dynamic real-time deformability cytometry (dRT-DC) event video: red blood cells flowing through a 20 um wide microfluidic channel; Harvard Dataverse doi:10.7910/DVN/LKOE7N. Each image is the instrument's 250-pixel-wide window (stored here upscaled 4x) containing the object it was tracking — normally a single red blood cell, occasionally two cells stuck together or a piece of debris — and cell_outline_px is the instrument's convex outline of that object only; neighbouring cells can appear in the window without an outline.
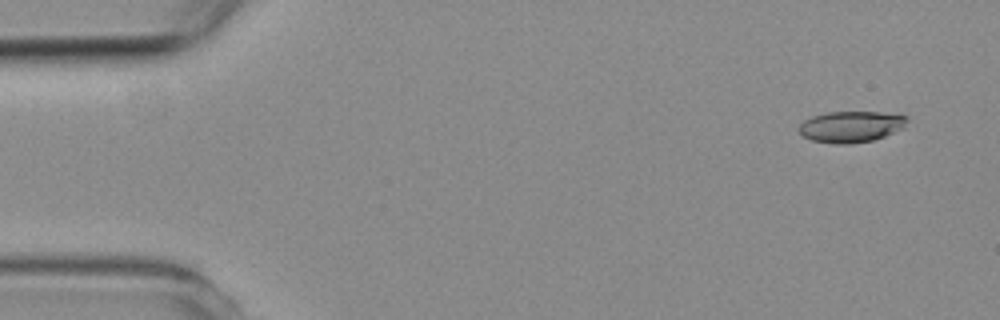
{"species": "common noctule bat (a hibernating species)", "species_latin": "Nyctalus noctula", "temperature_condition": "room temperature", "stored_images_in_passage": 4, "camera_frame_rate_fps": 3000, "um_per_image_px": 0.085, "animal": {"sex": "female", "body_mass_g": 19.3, "forearm_length_mm": 54.1}, "frame": {"image": 1, "passage_image": 1, "time_ms": 0.0, "image_size_px": [1000, 320], "cell_outline_px": [[908, 120], [904, 128], [884, 136], [872, 140], [848, 144], [836, 144], [812, 140], [804, 136], [796, 128], [804, 120], [812, 116], [828, 112], [900, 112], [908, 116]], "centroid_in_image_um": [72.39, 10.74], "position_along_channel_um": 12.6, "area_um2": 19.94}}
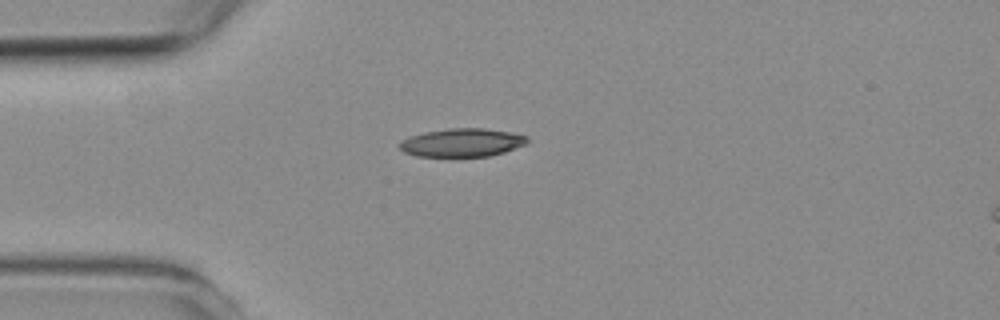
{"frame": {"image": 2, "passage_image": 4, "time_ms": 3.333, "image_size_px": [1000, 320], "cell_outline_px": [[528, 140], [524, 144], [504, 152], [488, 156], [416, 156], [404, 152], [400, 148], [400, 144], [404, 140], [412, 136], [424, 132], [448, 128], [484, 128], [512, 132], [528, 136]], "centroid_in_image_um": [39.3, 12.11], "position_along_channel_um": 45.7, "area_um2": 20.81}}